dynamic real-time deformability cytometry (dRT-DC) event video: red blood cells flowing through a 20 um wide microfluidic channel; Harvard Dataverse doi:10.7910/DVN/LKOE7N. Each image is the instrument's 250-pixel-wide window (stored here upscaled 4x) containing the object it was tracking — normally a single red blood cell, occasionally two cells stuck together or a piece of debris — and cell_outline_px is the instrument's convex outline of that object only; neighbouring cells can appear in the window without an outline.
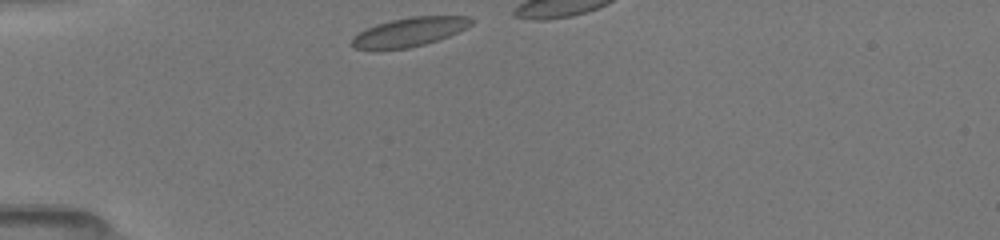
{"species": "common noctule bat (a hibernating species)", "species_latin": "Nyctalus noctula", "temperature_condition": "room temperature", "stored_images_in_passage": 10, "camera_frame_rate_fps": 3000, "um_per_image_px": 0.085, "animal": {"sex": "female", "body_mass_g": 19.5, "forearm_length_mm": 54.1}, "frame": {"image": 1, "passage_image": 1, "time_ms": 0.0, "image_size_px": [1000, 240], "cell_outline_px": [[476, 20], [472, 24], [448, 36], [424, 44], [408, 48], [356, 48], [352, 44], [352, 36], [376, 24], [392, 20], [412, 16], [472, 16]], "centroid_in_image_um": [34.86, 2.68], "position_along_channel_um": 50.1, "area_um2": 19.65}}